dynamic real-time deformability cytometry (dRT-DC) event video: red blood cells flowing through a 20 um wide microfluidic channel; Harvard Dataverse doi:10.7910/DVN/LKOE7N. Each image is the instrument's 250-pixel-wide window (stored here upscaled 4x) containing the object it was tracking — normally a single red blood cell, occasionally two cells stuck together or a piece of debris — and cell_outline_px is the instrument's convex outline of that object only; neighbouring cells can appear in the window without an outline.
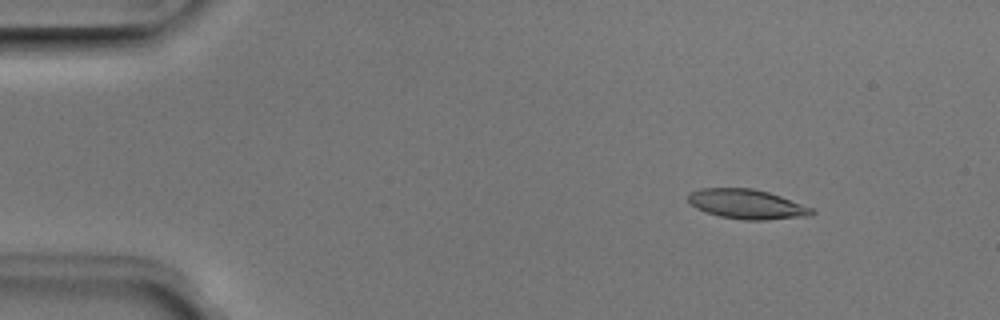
{"species": "Egyptian fruit bat (a non-hibernating species)", "species_latin": "Rousettus aegyptiacus", "temperature_condition": "room temperature", "stored_images_in_passage": 52, "camera_frame_rate_fps": 3000, "um_per_image_px": 0.085, "animal": {"sex": "male"}, "frame": {"image": 1, "passage_image": 7, "time_ms": 2.0, "image_size_px": [1000, 320], "cell_outline_px": [[816, 212], [812, 216], [768, 220], [744, 220], [720, 216], [696, 208], [688, 200], [688, 192], [700, 188], [752, 188], [768, 192], [780, 196], [812, 208]], "centroid_in_image_um": [63.5, 17.35], "position_along_channel_um": 21.5, "area_um2": 21.33}}
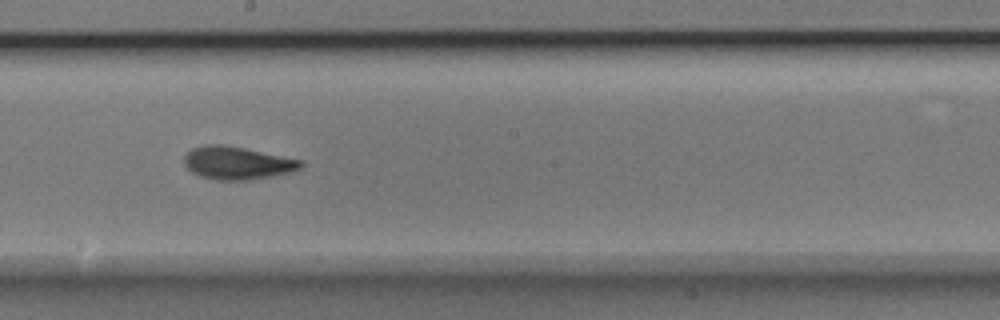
{"frame": {"image": 2, "passage_image": 29, "time_ms": 9.333, "image_size_px": [1000, 320], "cell_outline_px": [[304, 164], [300, 168], [288, 172], [248, 180], [216, 180], [200, 176], [192, 172], [184, 164], [184, 156], [192, 148], [204, 144], [224, 144], [304, 160]], "centroid_in_image_um": [20.14, 13.84], "position_along_channel_um": 228.1, "area_um2": 22.25}}
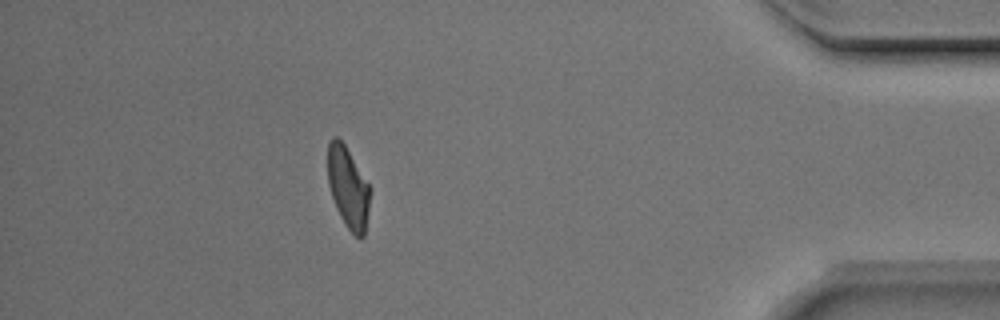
{"frame": {"image": 3, "passage_image": 46, "time_ms": 15.0, "image_size_px": [1000, 320], "cell_outline_px": [[368, 208], [364, 236], [360, 240], [348, 228], [340, 216], [336, 208], [328, 184], [328, 140], [332, 136], [336, 136], [344, 144], [368, 184]], "centroid_in_image_um": [29.54, 15.93], "position_along_channel_um": 405.7, "area_um2": 19.42}, "authors_computed_cell_mechanics": {"area_um2": 21.2126, "velocity_mm_per_s": 3.963, "shape_relaxation_time_tau1_ms": 4.1556, "shape_relaxation_time_tau2_ms": 2.405, "deformation_change_tau1": 0.1628, "deformation_change_tau2": 0.0849}}